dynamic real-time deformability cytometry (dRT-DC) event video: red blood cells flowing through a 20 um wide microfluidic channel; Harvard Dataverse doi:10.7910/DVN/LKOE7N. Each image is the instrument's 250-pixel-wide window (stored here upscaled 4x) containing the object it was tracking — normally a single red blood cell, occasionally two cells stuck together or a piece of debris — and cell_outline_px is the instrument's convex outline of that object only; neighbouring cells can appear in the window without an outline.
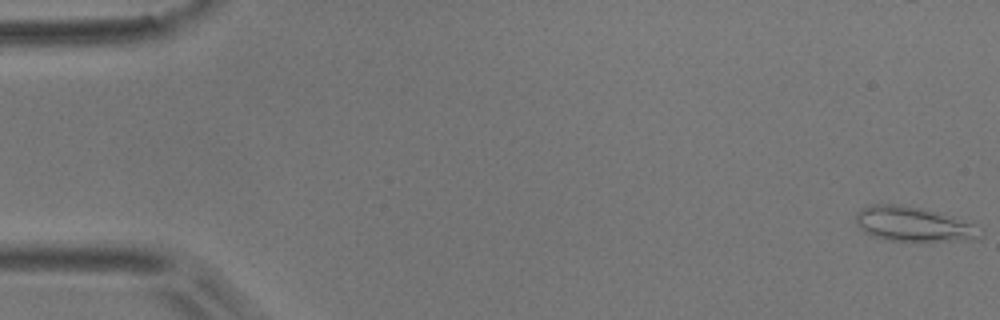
{"species": "common noctule bat (a hibernating species)", "species_latin": "Nyctalus noctula", "temperature_condition": "room temperature", "stored_images_in_passage": 54, "camera_frame_rate_fps": 3000, "um_per_image_px": 0.085, "animal": {"sex": "male", "body_mass_g": 17.9}, "frame": {"image": 1, "passage_image": 1, "time_ms": 0.0, "image_size_px": [1000, 320], "cell_outline_px": [[980, 240], [884, 240], [872, 236], [864, 232], [856, 224], [856, 212], [872, 204], [900, 204], [920, 208], [952, 216], [972, 224], [980, 236]], "centroid_in_image_um": [77.56, 19.05], "position_along_channel_um": 7.4, "area_um2": 24.62}}
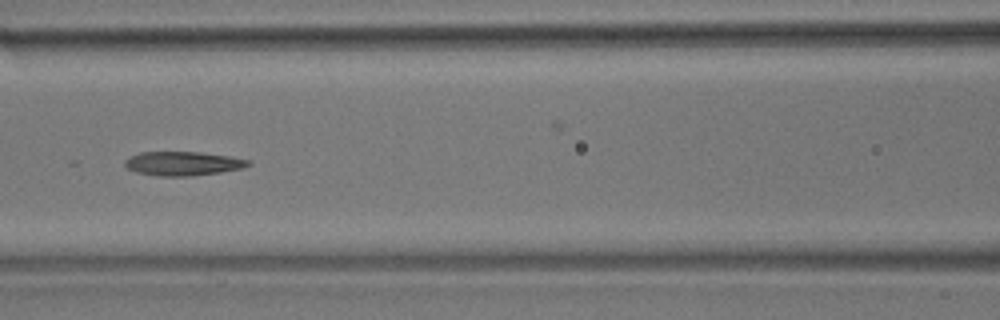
{"frame": {"image": 2, "passage_image": 24, "time_ms": 7.667, "image_size_px": [1000, 320], "cell_outline_px": [[252, 164], [244, 168], [220, 172], [192, 176], [156, 176], [136, 172], [128, 168], [124, 164], [124, 160], [140, 152], [200, 152], [228, 156], [248, 160]], "centroid_in_image_um": [15.55, 13.9], "position_along_channel_um": 151.1, "area_um2": 17.22}}
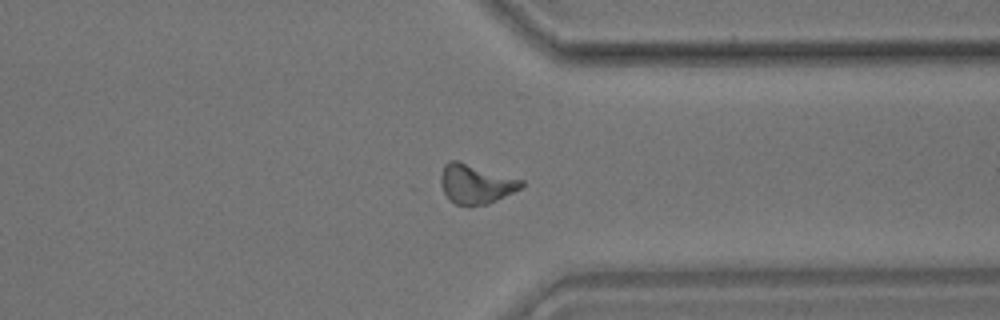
{"frame": {"image": 3, "passage_image": 42, "time_ms": 13.667, "image_size_px": [1000, 320], "cell_outline_px": [[524, 184], [520, 188], [488, 204], [456, 204], [444, 192], [440, 180], [440, 176], [444, 164], [448, 160], [456, 160], [524, 180]], "centroid_in_image_um": [40.43, 15.6], "position_along_channel_um": 371.0, "area_um2": 18.03}, "authors_computed_cell_mechanics": {"area_um2": 17.7735, "velocity_mm_per_s": 3.7037, "shape_relaxation_time_tau1_ms": null, "shape_relaxation_time_tau2_ms": 7.3233, "deformation_change_tau1": null, "deformation_change_tau2": 0.1682}}